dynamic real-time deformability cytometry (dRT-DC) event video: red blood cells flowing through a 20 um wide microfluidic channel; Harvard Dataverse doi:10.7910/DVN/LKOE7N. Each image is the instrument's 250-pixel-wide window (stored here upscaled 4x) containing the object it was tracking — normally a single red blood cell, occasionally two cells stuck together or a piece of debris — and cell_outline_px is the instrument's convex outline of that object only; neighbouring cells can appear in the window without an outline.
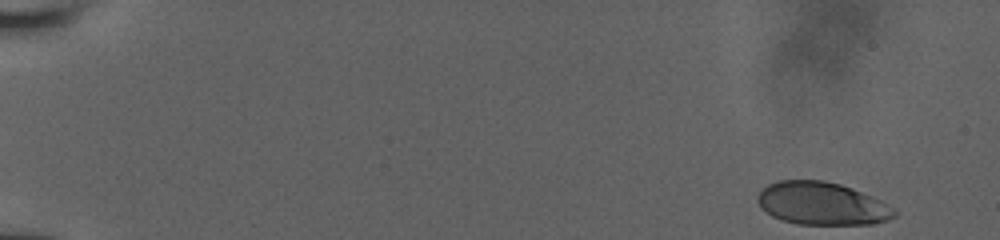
{"species": "human", "species_latin": "Homo sapiens", "temperature_condition": "room temperature", "stored_images_in_passage": 53, "camera_frame_rate_fps": 3000, "um_per_image_px": 0.085, "donor": {"sex": "male"}, "frame": {"image": 1, "passage_image": 1, "time_ms": 0.0, "image_size_px": [1000, 240], "cell_outline_px": [[896, 216], [888, 220], [872, 224], [796, 224], [772, 216], [760, 208], [756, 200], [756, 196], [768, 184], [776, 180], [824, 180], [840, 184], [852, 188], [880, 200], [896, 208]], "centroid_in_image_um": [69.85, 17.3], "position_along_channel_um": 15.1, "area_um2": 34.28}}
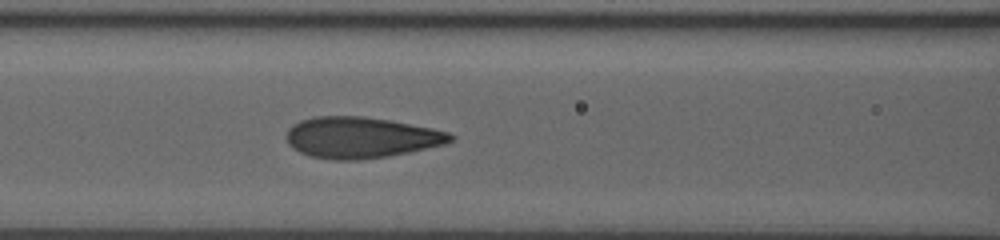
{"frame": {"image": 2, "passage_image": 31, "time_ms": 7.333, "image_size_px": [1000, 240], "cell_outline_px": [[456, 136], [452, 140], [444, 144], [408, 152], [388, 156], [356, 160], [332, 160], [312, 156], [300, 152], [292, 148], [288, 144], [288, 128], [292, 124], [300, 120], [316, 116], [364, 116], [388, 120], [432, 128], [448, 132]], "centroid_in_image_um": [30.66, 11.68], "position_along_channel_um": 135.9, "area_um2": 39.07}}
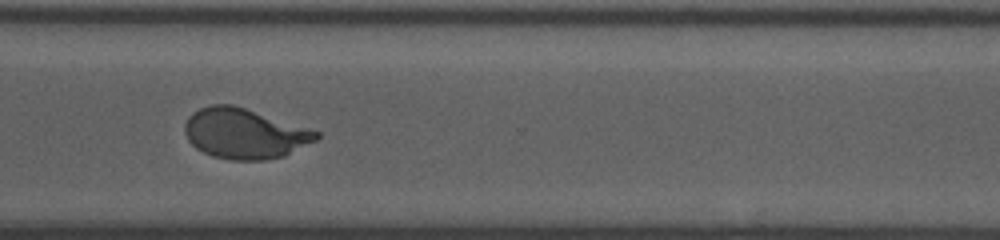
{"frame": {"image": 3, "passage_image": 52, "time_ms": 12.667, "image_size_px": [1000, 240], "cell_outline_px": [[320, 136], [316, 140], [284, 156], [264, 160], [232, 160], [212, 156], [196, 148], [188, 140], [184, 132], [184, 124], [188, 116], [192, 112], [200, 108], [212, 104], [232, 104], [308, 128], [320, 132]], "centroid_in_image_um": [20.75, 11.35], "position_along_channel_um": 349.8, "area_um2": 38.38}}